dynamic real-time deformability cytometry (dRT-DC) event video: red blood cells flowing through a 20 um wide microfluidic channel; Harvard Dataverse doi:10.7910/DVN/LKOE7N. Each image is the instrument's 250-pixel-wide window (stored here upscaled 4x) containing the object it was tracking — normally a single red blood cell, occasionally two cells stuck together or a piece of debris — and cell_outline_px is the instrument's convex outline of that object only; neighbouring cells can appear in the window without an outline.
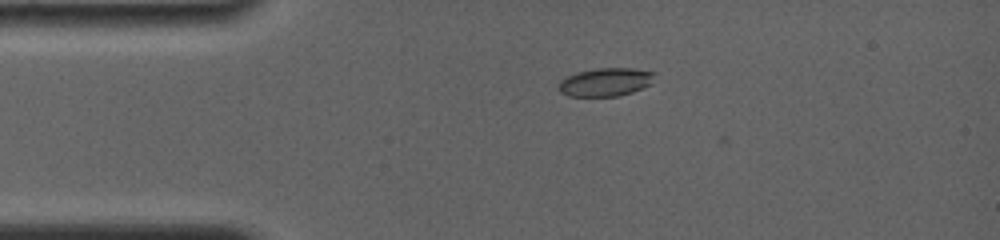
{"species": "common noctule bat (a hibernating species)", "species_latin": "Nyctalus noctula", "temperature_condition": "room temperature", "stored_images_in_passage": 3, "camera_frame_rate_fps": 4000, "um_per_image_px": 0.085, "animal": {"sex": "female", "body_mass_g": 19.0, "forearm_length_mm": 56.7}, "frame": {"image": 1, "passage_image": 2, "time_ms": 0.5, "image_size_px": [1000, 240], "cell_outline_px": [[656, 72], [652, 84], [632, 92], [620, 96], [568, 96], [560, 92], [556, 88], [560, 80], [576, 72], [596, 68], [632, 68]], "centroid_in_image_um": [51.47, 6.97], "position_along_channel_um": 33.5, "area_um2": 16.07}}